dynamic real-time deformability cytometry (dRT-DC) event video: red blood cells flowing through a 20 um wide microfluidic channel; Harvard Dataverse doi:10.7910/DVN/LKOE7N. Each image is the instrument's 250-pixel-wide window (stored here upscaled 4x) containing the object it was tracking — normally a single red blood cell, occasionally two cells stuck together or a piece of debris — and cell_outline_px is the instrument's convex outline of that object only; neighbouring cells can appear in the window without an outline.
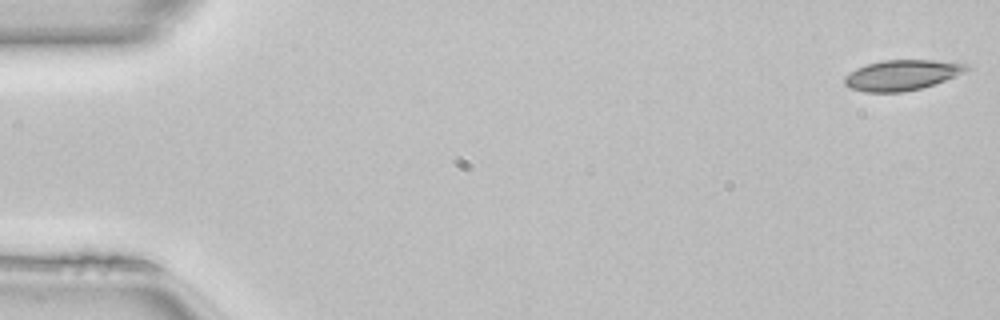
{"species": "common noctule bat (a hibernating species)", "species_latin": "Nyctalus noctula", "temperature_condition": "room temperature", "stored_images_in_passage": 9, "camera_frame_rate_fps": 3000, "um_per_image_px": 0.085, "animal": {"sex": "female", "body_mass_g": 22.7, "forearm_length_mm": 54.2}, "frame": {"image": 1, "passage_image": 1, "time_ms": 0.0, "image_size_px": [1000, 320], "cell_outline_px": [[968, 68], [964, 72], [944, 80], [920, 88], [900, 92], [864, 92], [848, 88], [844, 84], [844, 76], [856, 68], [868, 64], [884, 60], [932, 60], [968, 64]], "centroid_in_image_um": [76.59, 6.38], "position_along_channel_um": 8.4, "area_um2": 21.33}}